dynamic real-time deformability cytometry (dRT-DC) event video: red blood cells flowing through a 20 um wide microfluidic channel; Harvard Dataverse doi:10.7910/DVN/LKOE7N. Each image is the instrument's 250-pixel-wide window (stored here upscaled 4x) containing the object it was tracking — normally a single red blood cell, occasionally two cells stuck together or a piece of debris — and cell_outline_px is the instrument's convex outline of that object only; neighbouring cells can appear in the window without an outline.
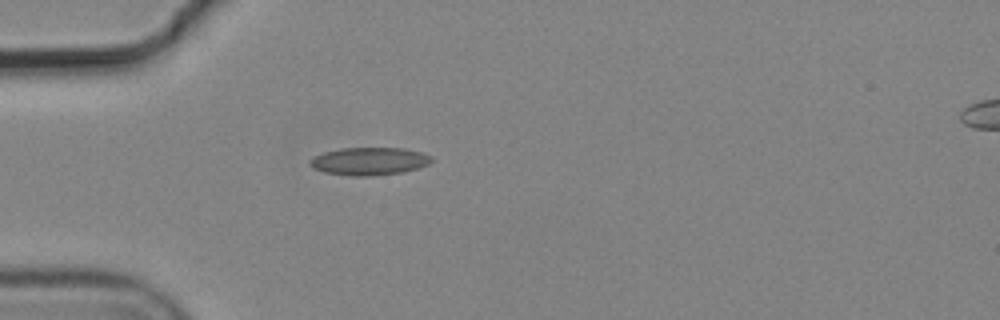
{"species": "common noctule bat (a hibernating species)", "species_latin": "Nyctalus noctula", "temperature_condition": "cold", "stored_images_in_passage": 1, "camera_frame_rate_fps": 3000, "um_per_image_px": 0.085, "animal": {"sex": "male", "body_mass_g": 19.2, "forearm_length_mm": 51.8}, "frame": {"image": 1, "passage_image": 1, "time_ms": 0.0, "image_size_px": [1000, 320], "cell_outline_px": [[432, 160], [428, 164], [416, 168], [400, 172], [368, 176], [352, 176], [324, 172], [312, 168], [308, 164], [308, 160], [312, 156], [324, 152], [340, 148], [404, 148], [420, 152], [432, 156]], "centroid_in_image_um": [31.31, 13.69], "position_along_channel_um": 53.7, "area_um2": 19.65}}